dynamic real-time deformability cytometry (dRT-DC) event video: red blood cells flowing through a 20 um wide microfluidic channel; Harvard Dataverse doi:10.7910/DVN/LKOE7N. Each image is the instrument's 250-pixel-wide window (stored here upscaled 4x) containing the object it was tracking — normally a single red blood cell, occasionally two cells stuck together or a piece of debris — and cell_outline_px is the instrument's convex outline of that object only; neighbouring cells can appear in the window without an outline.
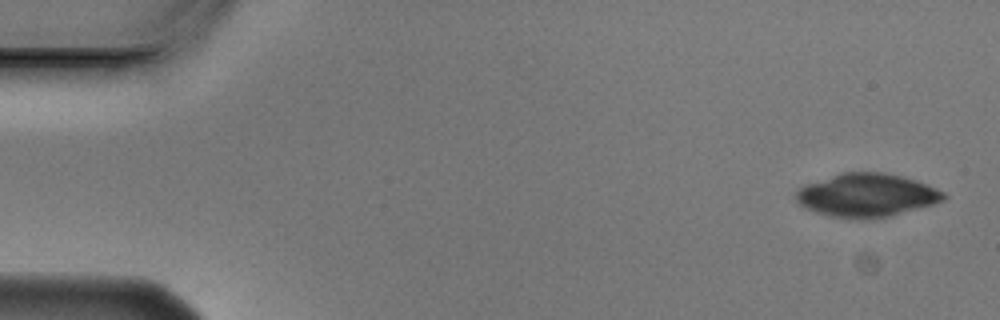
{"species": "Egyptian fruit bat (a non-hibernating species)", "species_latin": "Rousettus aegyptiacus", "temperature_condition": "cold", "stored_images_in_passage": 6, "camera_frame_rate_fps": 3000, "um_per_image_px": 0.085, "animal": {"sex": "male"}, "frame": {"image": 1, "passage_image": 1, "time_ms": 0.0, "image_size_px": [1000, 320], "cell_outline_px": [[948, 196], [944, 200], [932, 204], [888, 216], [860, 220], [832, 216], [816, 212], [800, 204], [796, 200], [796, 192], [804, 184], [844, 172], [884, 172], [916, 180], [928, 184], [944, 192]], "centroid_in_image_um": [73.68, 16.59], "position_along_channel_um": 11.3, "area_um2": 36.99}}